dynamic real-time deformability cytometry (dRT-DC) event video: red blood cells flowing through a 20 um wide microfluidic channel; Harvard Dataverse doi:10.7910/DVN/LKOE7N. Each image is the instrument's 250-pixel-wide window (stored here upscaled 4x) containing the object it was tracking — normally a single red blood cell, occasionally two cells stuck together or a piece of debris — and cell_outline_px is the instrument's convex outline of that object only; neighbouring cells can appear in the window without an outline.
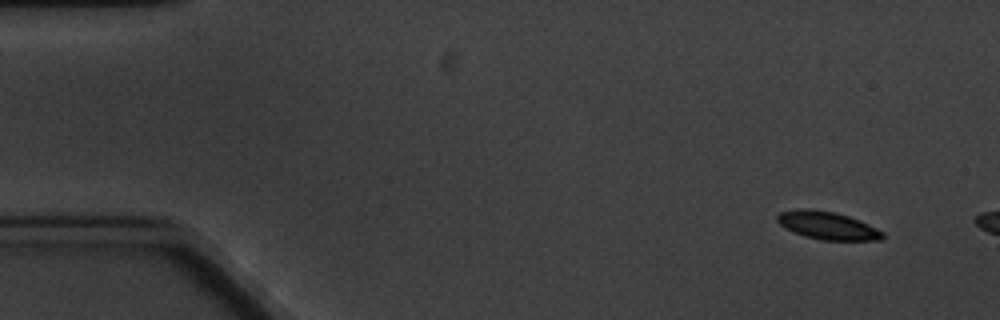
{"species": "common noctule bat (a hibernating species)", "species_latin": "Nyctalus noctula", "temperature_condition": "cold", "stored_images_in_passage": 5, "camera_frame_rate_fps": 3000, "um_per_image_px": 0.085, "animal": {"sex": "male", "body_mass_g": 20.1, "forearm_length_mm": 53.5}, "frame": {"image": 1, "passage_image": 5, "time_ms": 5.667, "image_size_px": [1000, 320], "cell_outline_px": [[884, 236], [880, 240], [820, 240], [804, 236], [780, 224], [776, 220], [776, 216], [780, 212], [800, 208], [808, 208], [836, 212], [848, 216], [868, 224], [884, 232]], "centroid_in_image_um": [70.34, 19.16], "position_along_channel_um": 14.7, "area_um2": 16.99}}